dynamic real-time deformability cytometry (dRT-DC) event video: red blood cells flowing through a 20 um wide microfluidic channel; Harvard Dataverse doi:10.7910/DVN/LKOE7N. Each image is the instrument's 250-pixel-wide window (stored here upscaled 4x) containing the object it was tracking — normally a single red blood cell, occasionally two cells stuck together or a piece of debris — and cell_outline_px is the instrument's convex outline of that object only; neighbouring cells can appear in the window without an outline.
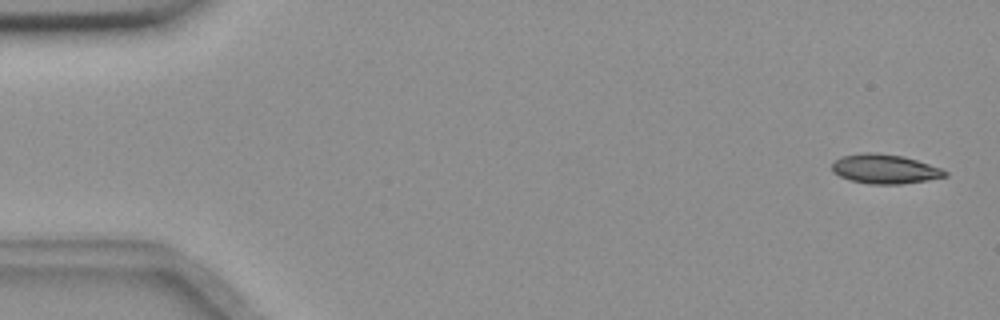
{"species": "common noctule bat (a hibernating species)", "species_latin": "Nyctalus noctula", "temperature_condition": "room temperature", "stored_images_in_passage": 5, "camera_frame_rate_fps": 3000, "um_per_image_px": 0.085, "animal": {"sex": "female", "body_mass_g": 18.4}, "frame": {"image": 1, "passage_image": 1, "time_ms": 0.0, "image_size_px": [1000, 320], "cell_outline_px": [[948, 176], [928, 180], [900, 184], [868, 184], [852, 180], [840, 176], [832, 172], [832, 164], [840, 156], [860, 152], [876, 152], [904, 156], [940, 168], [948, 172]], "centroid_in_image_um": [75.19, 14.35], "position_along_channel_um": 9.8, "area_um2": 19.42}}
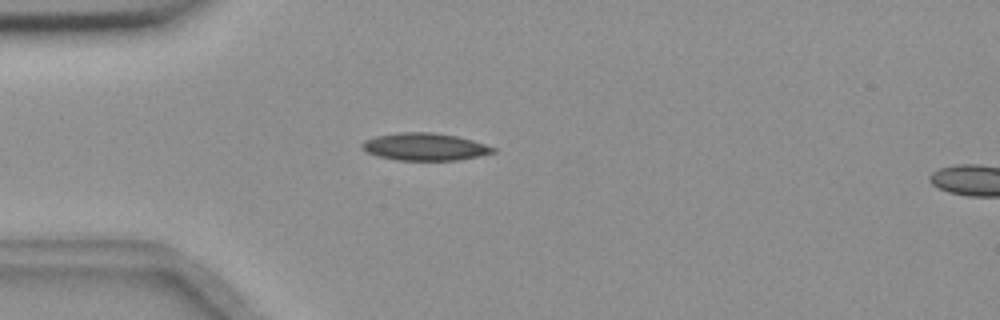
{"frame": {"image": 2, "passage_image": 4, "time_ms": 1.0, "image_size_px": [1000, 320], "cell_outline_px": [[496, 152], [456, 160], [396, 160], [380, 156], [368, 152], [360, 144], [364, 140], [376, 136], [396, 132], [432, 132], [456, 136], [472, 140], [496, 148]], "centroid_in_image_um": [36.1, 12.46], "position_along_channel_um": 48.9, "area_um2": 20.69}}